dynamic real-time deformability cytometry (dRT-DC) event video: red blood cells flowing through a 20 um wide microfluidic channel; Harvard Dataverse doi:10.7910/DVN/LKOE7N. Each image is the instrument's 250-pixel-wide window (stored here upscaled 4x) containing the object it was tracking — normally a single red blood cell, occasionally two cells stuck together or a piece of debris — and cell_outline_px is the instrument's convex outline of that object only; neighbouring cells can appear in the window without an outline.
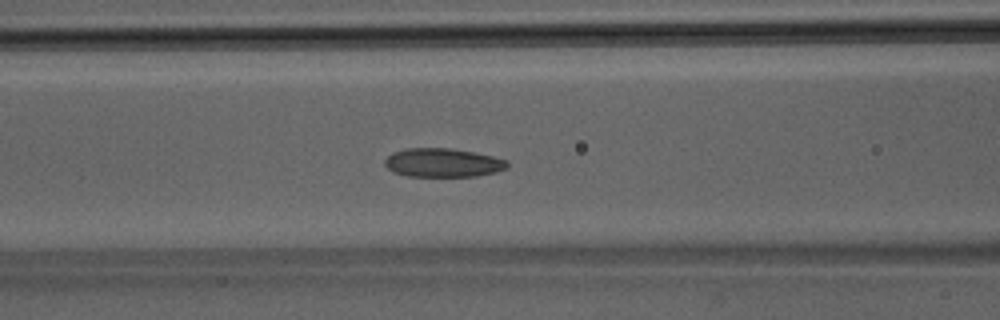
{"species": "Egyptian fruit bat (a non-hibernating species)", "species_latin": "Rousettus aegyptiacus", "temperature_condition": "room temperature", "stored_images_in_passage": 38, "camera_frame_rate_fps": 3000, "um_per_image_px": 0.085, "animal": {"sex": "male"}, "frame": {"image": 1, "passage_image": 14, "time_ms": 4.333, "image_size_px": [1000, 320], "cell_outline_px": [[508, 168], [496, 172], [476, 176], [408, 176], [392, 172], [384, 164], [384, 160], [392, 152], [408, 148], [452, 148], [492, 156], [508, 160]], "centroid_in_image_um": [37.64, 13.83], "position_along_channel_um": 129.0, "area_um2": 20.58}}
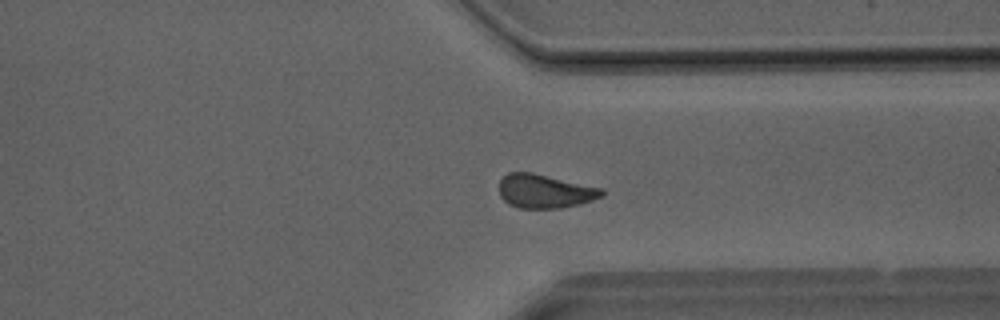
{"frame": {"image": 2, "passage_image": 28, "time_ms": 9.0, "image_size_px": [1000, 320], "cell_outline_px": [[604, 196], [580, 204], [560, 208], [520, 208], [508, 204], [500, 196], [500, 180], [508, 172], [532, 172], [604, 188]], "centroid_in_image_um": [46.33, 16.25], "position_along_channel_um": 365.1, "area_um2": 20.35}}
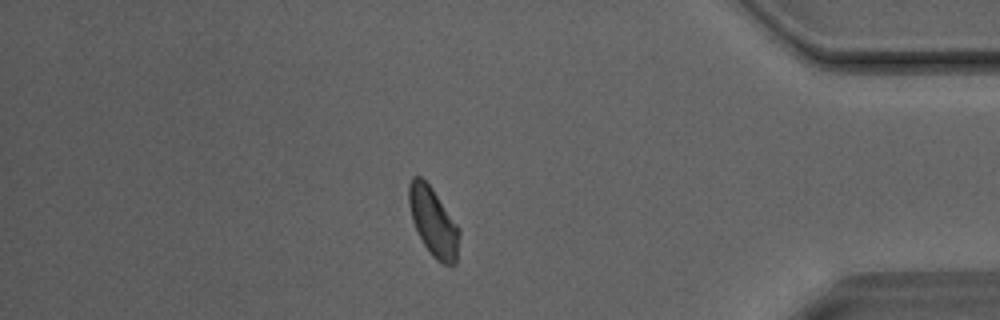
{"frame": {"image": 3, "passage_image": 32, "time_ms": 10.333, "image_size_px": [1000, 320], "cell_outline_px": [[460, 232], [456, 264], [444, 264], [436, 260], [432, 256], [424, 244], [412, 220], [408, 204], [408, 184], [412, 176], [420, 176], [432, 188], [460, 228]], "centroid_in_image_um": [36.83, 18.84], "position_along_channel_um": 398.4, "area_um2": 20.11}}